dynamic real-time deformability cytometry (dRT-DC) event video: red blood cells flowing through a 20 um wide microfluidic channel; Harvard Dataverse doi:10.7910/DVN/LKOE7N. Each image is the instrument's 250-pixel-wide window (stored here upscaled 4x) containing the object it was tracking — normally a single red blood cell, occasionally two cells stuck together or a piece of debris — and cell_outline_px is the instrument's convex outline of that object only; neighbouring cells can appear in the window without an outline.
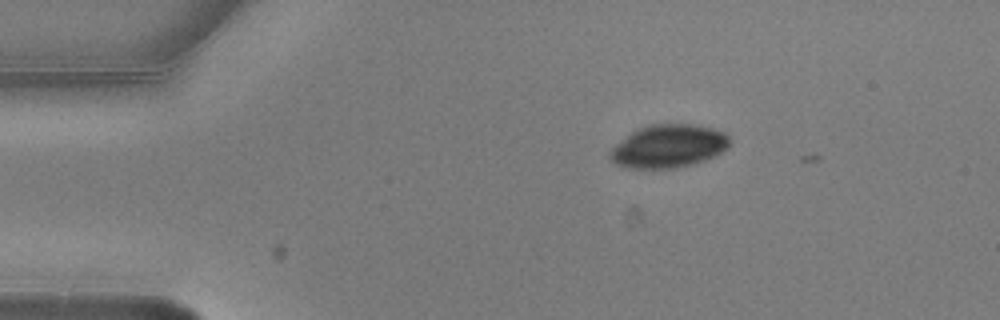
{"species": "common noctule bat (a hibernating species)", "species_latin": "Nyctalus noctula", "temperature_condition": "warm", "stored_images_in_passage": 2, "camera_frame_rate_fps": 3000, "um_per_image_px": 0.085, "animal": {"sex": "male", "body_mass_g": 20.5, "forearm_length_mm": 52.5}, "frame": {"image": 1, "passage_image": 1, "time_ms": 0.0, "image_size_px": [1000, 320], "cell_outline_px": [[728, 148], [716, 156], [696, 164], [676, 168], [628, 168], [616, 164], [608, 156], [608, 152], [616, 144], [632, 132], [640, 128], [652, 124], [692, 124], [712, 128], [724, 132], [728, 136]], "centroid_in_image_um": [56.83, 12.44], "position_along_channel_um": 28.2, "area_um2": 30.06}}